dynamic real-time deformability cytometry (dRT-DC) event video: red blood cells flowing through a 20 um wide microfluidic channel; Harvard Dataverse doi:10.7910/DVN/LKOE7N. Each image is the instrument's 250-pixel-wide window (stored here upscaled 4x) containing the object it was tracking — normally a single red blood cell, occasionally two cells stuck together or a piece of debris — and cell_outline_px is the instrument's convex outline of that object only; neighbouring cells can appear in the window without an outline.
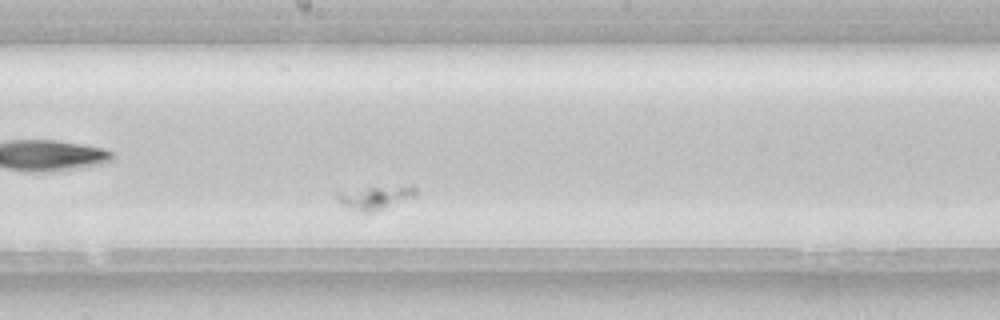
{"species": "common noctule bat (a hibernating species)", "species_latin": "Nyctalus noctula", "temperature_condition": "room temperature", "stored_images_in_passage": 40, "segment_of_instrument_passage": [1, 2], "camera_frame_rate_fps": 3000, "um_per_image_px": 0.085, "animal": {"sex": "female", "body_mass_g": 22.7, "forearm_length_mm": 54.2}, "frame": {"image": 1, "passage_image": 18, "time_ms": 5.667, "image_size_px": [1000, 320], "cell_outline_px": [[416, 196], [376, 212], [360, 212], [348, 208], [340, 204], [336, 200], [336, 192], [368, 188], [412, 184], [416, 188]], "centroid_in_image_um": [31.91, 16.79], "position_along_channel_um": 216.3, "area_um2": 10.98}}